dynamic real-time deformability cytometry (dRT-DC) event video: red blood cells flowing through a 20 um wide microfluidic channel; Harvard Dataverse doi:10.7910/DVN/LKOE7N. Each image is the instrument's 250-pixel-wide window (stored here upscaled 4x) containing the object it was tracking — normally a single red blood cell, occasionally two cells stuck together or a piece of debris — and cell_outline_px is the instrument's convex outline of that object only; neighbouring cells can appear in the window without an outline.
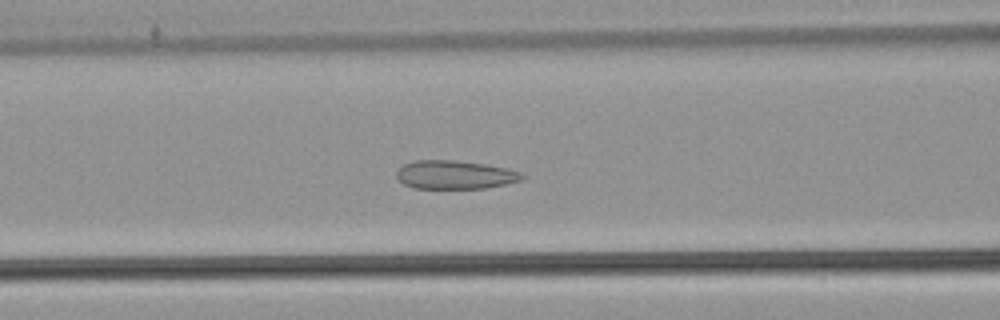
{"species": "common noctule bat (a hibernating species)", "species_latin": "Nyctalus noctula", "temperature_condition": "warm", "stored_images_in_passage": 37, "camera_frame_rate_fps": 3000, "um_per_image_px": 0.085, "animal": {"sex": "male", "body_mass_g": 21.5, "forearm_length_mm": 52.0}, "frame": {"image": 1, "passage_image": 5, "time_ms": 1.333, "image_size_px": [1000, 320], "cell_outline_px": [[524, 176], [520, 180], [488, 188], [412, 188], [404, 184], [396, 176], [396, 172], [404, 164], [416, 160], [452, 160], [484, 164], [508, 168], [520, 172]], "centroid_in_image_um": [38.65, 14.85], "position_along_channel_um": 128.0, "area_um2": 20.69}}
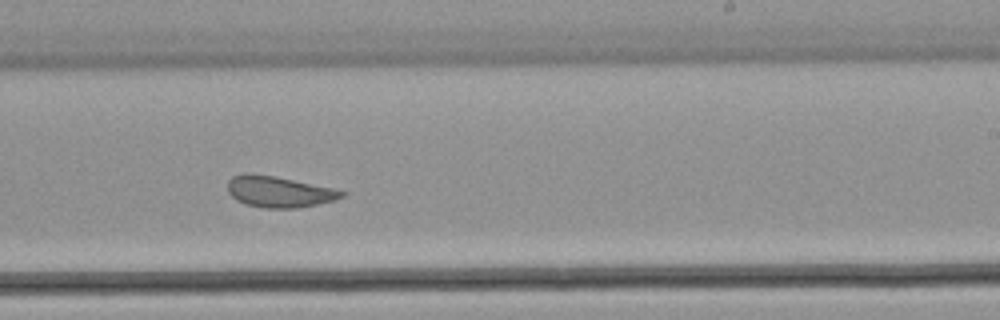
{"frame": {"image": 2, "passage_image": 16, "time_ms": 5.0, "image_size_px": [1000, 320], "cell_outline_px": [[344, 196], [332, 200], [316, 204], [296, 208], [264, 208], [244, 204], [236, 200], [228, 192], [228, 180], [232, 176], [244, 172], [248, 172], [276, 176], [336, 188], [344, 192]], "centroid_in_image_um": [23.67, 16.28], "position_along_channel_um": 265.3, "area_um2": 20.87}}
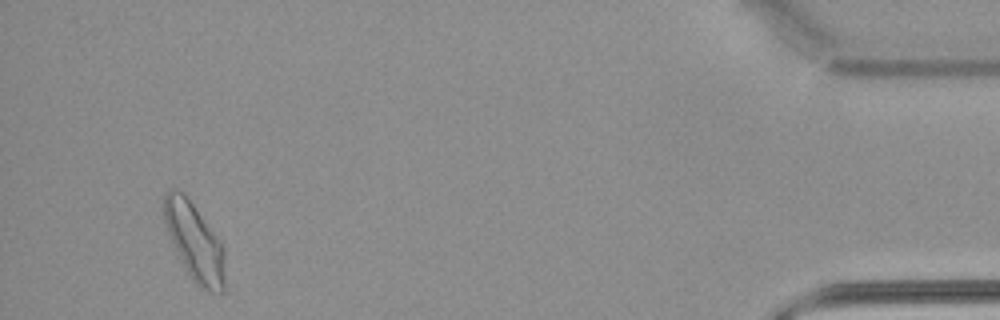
{"frame": {"image": 3, "passage_image": 34, "time_ms": 11.0, "image_size_px": [1000, 320], "cell_outline_px": [[224, 292], [208, 292], [200, 288], [192, 280], [176, 252], [168, 232], [164, 220], [164, 196], [168, 188], [176, 188], [192, 204], [220, 240], [224, 248]], "centroid_in_image_um": [16.54, 20.6], "position_along_channel_um": 418.7, "area_um2": 27.17}}